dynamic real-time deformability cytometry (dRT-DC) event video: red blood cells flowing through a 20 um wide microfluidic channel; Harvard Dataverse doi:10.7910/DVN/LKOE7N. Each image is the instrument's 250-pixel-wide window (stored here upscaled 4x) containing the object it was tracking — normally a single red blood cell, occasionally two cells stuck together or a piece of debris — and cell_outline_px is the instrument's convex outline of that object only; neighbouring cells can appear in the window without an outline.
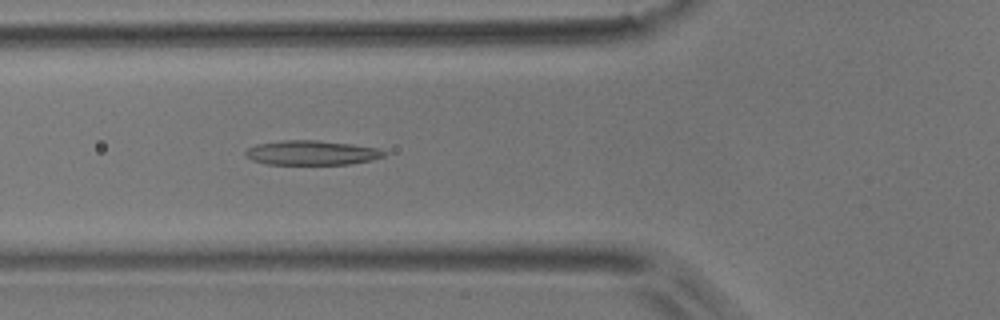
{"species": "common noctule bat (a hibernating species)", "species_latin": "Nyctalus noctula", "temperature_condition": "room temperature", "stored_images_in_passage": 53, "camera_frame_rate_fps": 3000, "um_per_image_px": 0.085, "animal": {"sex": "male", "body_mass_g": 17.9}, "frame": {"image": 1, "passage_image": 19, "time_ms": 6.0, "image_size_px": [1000, 320], "cell_outline_px": [[388, 152], [384, 156], [372, 160], [348, 164], [268, 164], [252, 160], [244, 152], [248, 148], [256, 144], [280, 140], [316, 140], [352, 144], [380, 148]], "centroid_in_image_um": [26.53, 12.97], "position_along_channel_um": 99.3, "area_um2": 19.83}}
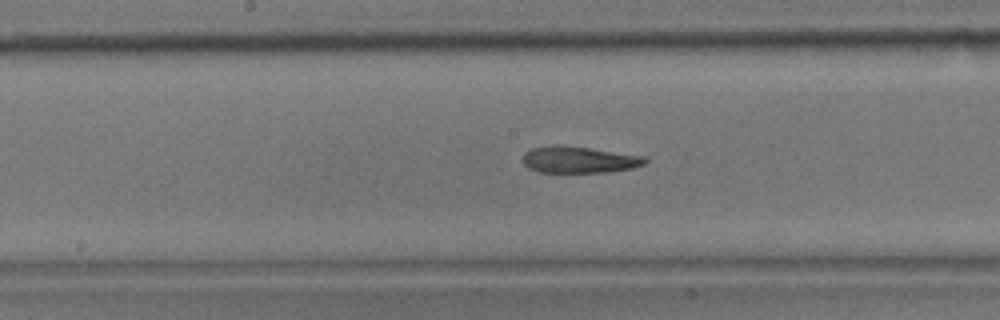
{"frame": {"image": 2, "passage_image": 27, "time_ms": 8.667, "image_size_px": [1000, 320], "cell_outline_px": [[648, 160], [644, 164], [632, 168], [608, 172], [536, 172], [528, 168], [524, 164], [524, 152], [532, 148], [556, 144], [560, 144], [644, 156]], "centroid_in_image_um": [49.19, 13.57], "position_along_channel_um": 199.0, "area_um2": 18.9}}
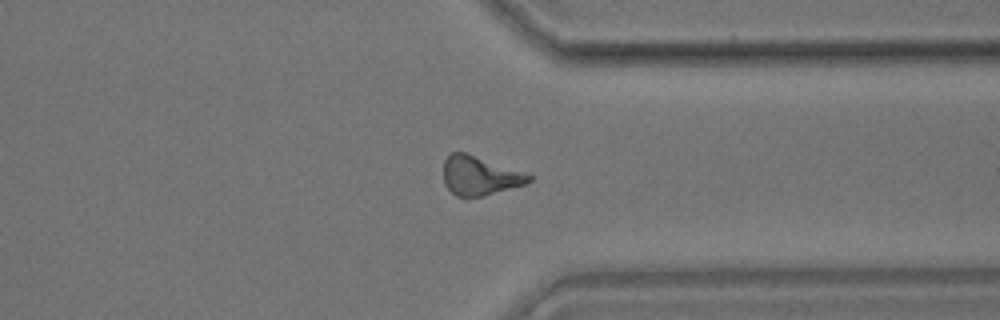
{"frame": {"image": 3, "passage_image": 41, "time_ms": 13.333, "image_size_px": [1000, 320], "cell_outline_px": [[532, 180], [524, 184], [468, 200], [464, 200], [456, 196], [444, 184], [444, 160], [452, 152], [464, 152], [532, 176]], "centroid_in_image_um": [40.69, 14.98], "position_along_channel_um": 370.7, "area_um2": 19.13}, "authors_computed_cell_mechanics": {"area_um2": 19.3052, "velocity_mm_per_s": 3.7237, "shape_relaxation_time_tau1_ms": 10.4383, "shape_relaxation_time_tau2_ms": 6.4981, "deformation_change_tau1": 0.2133, "deformation_change_tau2": 0.1931}}